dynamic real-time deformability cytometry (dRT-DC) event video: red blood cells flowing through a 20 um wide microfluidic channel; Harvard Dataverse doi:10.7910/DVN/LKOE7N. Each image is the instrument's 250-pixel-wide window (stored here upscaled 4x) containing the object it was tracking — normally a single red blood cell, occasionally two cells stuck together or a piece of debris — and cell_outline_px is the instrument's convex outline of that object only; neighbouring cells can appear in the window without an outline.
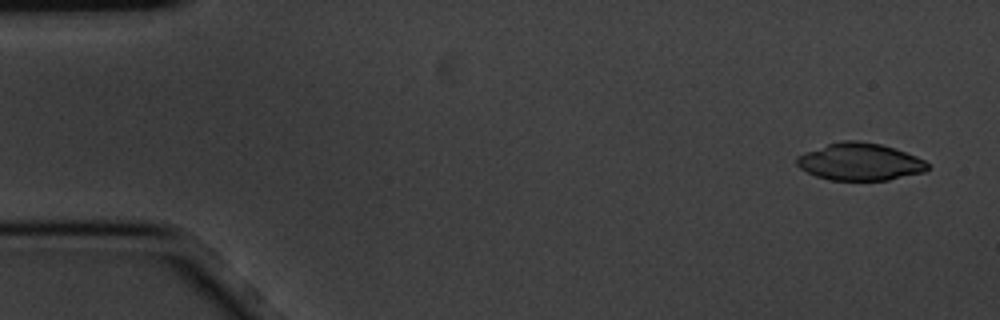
{"species": "common noctule bat (a hibernating species)", "species_latin": "Nyctalus noctula", "temperature_condition": "cold", "stored_images_in_passage": 4, "camera_frame_rate_fps": 3000, "um_per_image_px": 0.085, "animal": {"sex": "male", "body_mass_g": 20.1, "forearm_length_mm": 53.5}, "frame": {"image": 1, "passage_image": 1, "time_ms": 0.0, "image_size_px": [1000, 320], "cell_outline_px": [[928, 168], [924, 172], [888, 180], [828, 180], [816, 176], [800, 168], [796, 164], [796, 156], [804, 152], [828, 144], [844, 140], [856, 140], [880, 144], [916, 156], [924, 160], [928, 164]], "centroid_in_image_um": [73.06, 13.76], "position_along_channel_um": 11.9, "area_um2": 28.26}}